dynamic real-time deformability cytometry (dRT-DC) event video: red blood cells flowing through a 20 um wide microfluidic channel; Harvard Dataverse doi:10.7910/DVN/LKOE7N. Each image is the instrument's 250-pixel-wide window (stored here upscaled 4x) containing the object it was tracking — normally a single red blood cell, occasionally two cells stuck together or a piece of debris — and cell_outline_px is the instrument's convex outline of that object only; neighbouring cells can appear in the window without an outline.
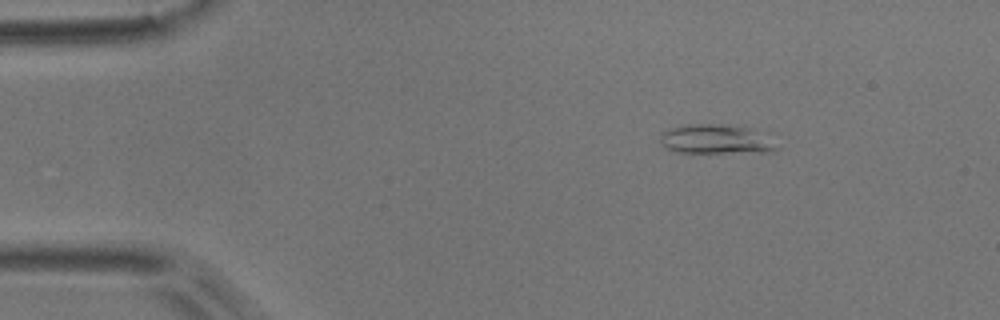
{"species": "common noctule bat (a hibernating species)", "species_latin": "Nyctalus noctula", "temperature_condition": "room temperature", "stored_images_in_passage": 53, "camera_frame_rate_fps": 3000, "um_per_image_px": 0.085, "animal": {"sex": "male", "body_mass_g": 17.9}, "frame": {"image": 1, "passage_image": 7, "time_ms": 2.0, "image_size_px": [1000, 320], "cell_outline_px": [[780, 148], [772, 152], [676, 152], [660, 144], [660, 136], [668, 128], [688, 124], [720, 124], [744, 128], [752, 132]], "centroid_in_image_um": [60.69, 11.85], "position_along_channel_um": 24.3, "area_um2": 19.02}}
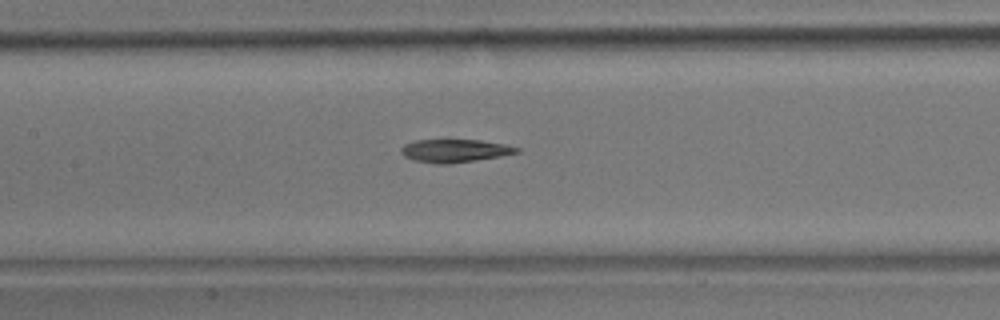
{"frame": {"image": 2, "passage_image": 24, "time_ms": 7.667, "image_size_px": [1000, 320], "cell_outline_px": [[520, 152], [500, 156], [476, 160], [448, 164], [436, 164], [416, 160], [404, 156], [400, 152], [400, 148], [404, 144], [416, 140], [480, 140], [504, 144], [520, 148]], "centroid_in_image_um": [38.65, 12.81], "position_along_channel_um": 168.8, "area_um2": 15.43}}
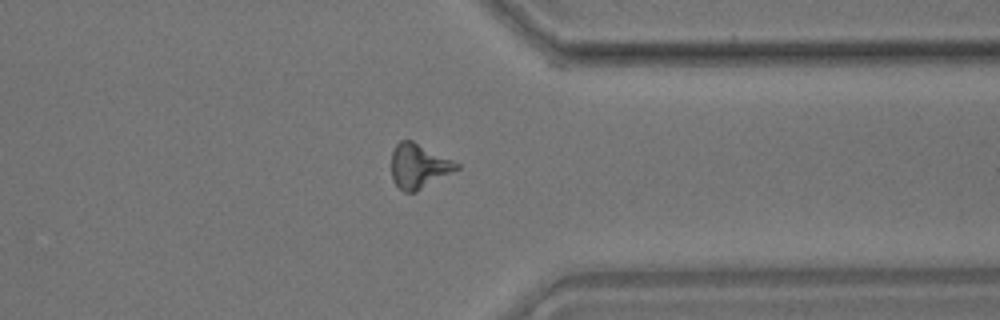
{"frame": {"image": 3, "passage_image": 41, "time_ms": 13.333, "image_size_px": [1000, 320], "cell_outline_px": [[460, 168], [416, 192], [404, 192], [392, 180], [392, 152], [396, 144], [400, 140], [412, 140], [460, 164]], "centroid_in_image_um": [35.58, 14.12], "position_along_channel_um": 375.8, "area_um2": 16.76}, "authors_computed_cell_mechanics": {"area_um2": 16.5308, "velocity_mm_per_s": 3.747, "shape_relaxation_time_tau1_ms": 10.1061, "shape_relaxation_time_tau2_ms": 3.4418, "deformation_change_tau1": 0.2476, "deformation_change_tau2": 0.1348}}